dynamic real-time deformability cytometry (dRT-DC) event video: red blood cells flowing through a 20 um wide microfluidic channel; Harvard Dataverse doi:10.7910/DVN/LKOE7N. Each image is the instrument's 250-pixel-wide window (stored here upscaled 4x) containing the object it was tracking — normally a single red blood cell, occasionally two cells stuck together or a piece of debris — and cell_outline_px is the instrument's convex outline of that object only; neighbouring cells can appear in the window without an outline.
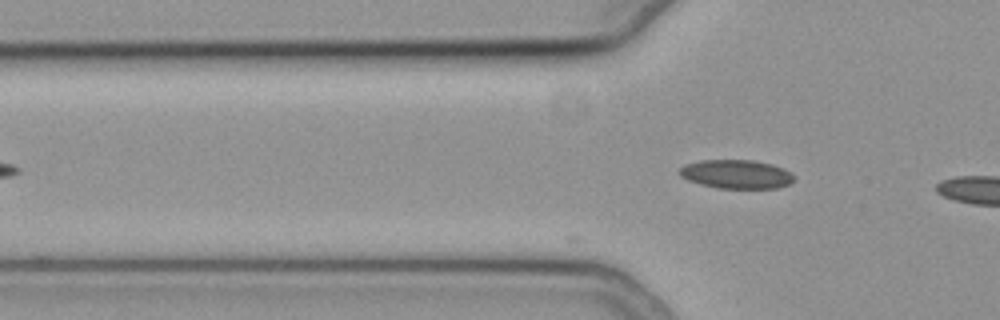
{"species": "common noctule bat (a hibernating species)", "species_latin": "Nyctalus noctula", "temperature_condition": "cold", "stored_images_in_passage": 2, "camera_frame_rate_fps": 3000, "um_per_image_px": 0.085, "animal": {"sex": "female", "body_mass_g": 19.3, "forearm_length_mm": 54.1}, "frame": {"image": 1, "passage_image": 2, "time_ms": 0.333, "image_size_px": [1000, 320], "cell_outline_px": [[792, 180], [788, 184], [776, 188], [716, 188], [700, 184], [688, 180], [680, 176], [676, 172], [684, 164], [700, 160], [752, 160], [772, 164], [784, 168], [792, 176]], "centroid_in_image_um": [62.51, 14.8], "position_along_channel_um": 63.3, "area_um2": 19.19}}